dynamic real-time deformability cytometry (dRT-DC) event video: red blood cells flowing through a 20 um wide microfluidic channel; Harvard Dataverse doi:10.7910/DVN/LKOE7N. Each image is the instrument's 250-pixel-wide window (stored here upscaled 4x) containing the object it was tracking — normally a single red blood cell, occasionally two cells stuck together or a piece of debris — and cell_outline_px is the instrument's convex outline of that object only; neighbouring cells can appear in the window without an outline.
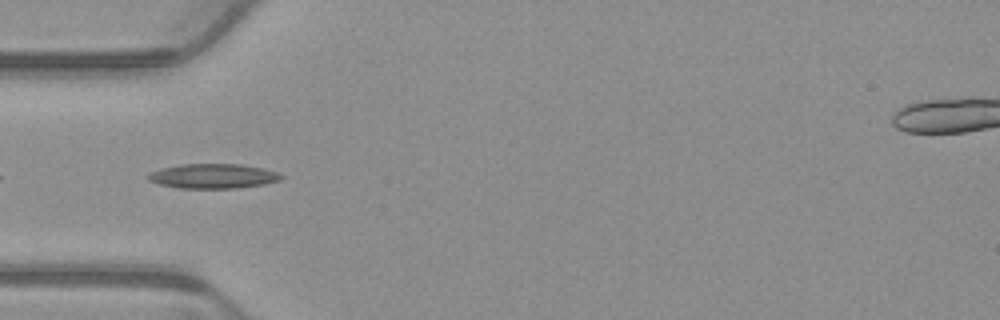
{"species": "common noctule bat (a hibernating species)", "species_latin": "Nyctalus noctula", "temperature_condition": "warm", "stored_images_in_passage": 7, "camera_frame_rate_fps": 3000, "um_per_image_px": 0.085, "animal": {"sex": "male", "body_mass_g": 23.1, "forearm_length_mm": 52.7}, "frame": {"image": 1, "passage_image": 4, "time_ms": 1.0, "image_size_px": [1000, 320], "cell_outline_px": [[284, 176], [280, 180], [264, 184], [236, 188], [180, 188], [160, 184], [148, 180], [144, 176], [160, 168], [180, 164], [240, 164], [264, 168], [276, 172]], "centroid_in_image_um": [18.09, 14.96], "position_along_channel_um": 66.9, "area_um2": 19.13}}
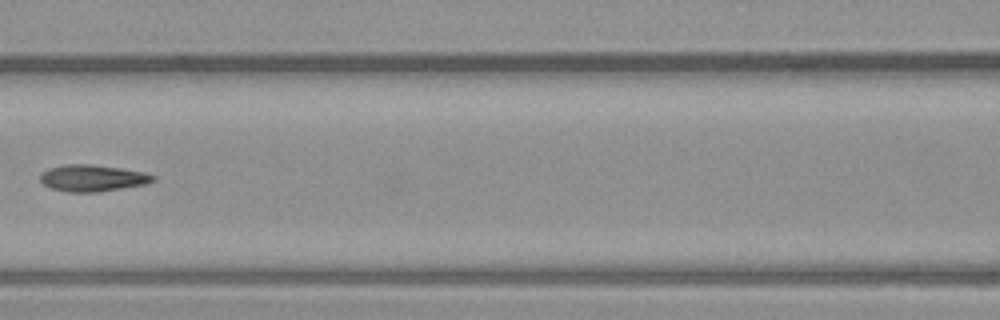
{"frame": {"image": 2, "passage_image": 6, "time_ms": 1.667, "image_size_px": [1000, 320], "cell_outline_px": [[156, 180], [144, 184], [100, 192], [68, 192], [52, 188], [44, 184], [40, 180], [40, 172], [48, 168], [64, 164], [92, 164], [120, 168], [144, 172], [156, 176]], "centroid_in_image_um": [7.84, 15.13], "position_along_channel_um": 158.8, "area_um2": 17.57}}
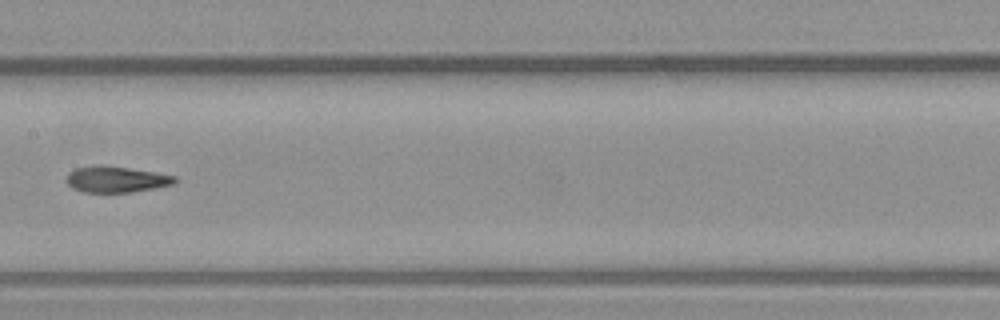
{"frame": {"image": 3, "passage_image": 7, "time_ms": 2.0, "image_size_px": [1000, 320], "cell_outline_px": [[180, 180], [172, 184], [132, 192], [84, 192], [72, 188], [68, 184], [68, 172], [76, 168], [100, 164], [156, 172], [176, 176]], "centroid_in_image_um": [9.89, 15.23], "position_along_channel_um": 197.5, "area_um2": 16.42}}